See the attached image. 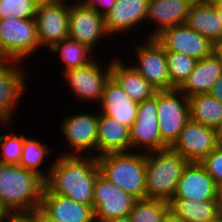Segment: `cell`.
Instances as JSON below:
<instances>
[{"label":"cell","instance_id":"cell-8","mask_svg":"<svg viewBox=\"0 0 222 222\" xmlns=\"http://www.w3.org/2000/svg\"><path fill=\"white\" fill-rule=\"evenodd\" d=\"M131 41L133 44L130 50L135 51V60L129 57V60L126 61H129L128 63L157 91L170 90V78L164 47L156 38H144V41L141 39L142 43Z\"/></svg>","mask_w":222,"mask_h":222},{"label":"cell","instance_id":"cell-46","mask_svg":"<svg viewBox=\"0 0 222 222\" xmlns=\"http://www.w3.org/2000/svg\"><path fill=\"white\" fill-rule=\"evenodd\" d=\"M217 9L218 15H219V19L222 23V7H215Z\"/></svg>","mask_w":222,"mask_h":222},{"label":"cell","instance_id":"cell-6","mask_svg":"<svg viewBox=\"0 0 222 222\" xmlns=\"http://www.w3.org/2000/svg\"><path fill=\"white\" fill-rule=\"evenodd\" d=\"M67 114L60 123L65 150L61 155L96 156L99 111ZM67 145V147L65 146ZM70 151V152H69ZM94 151V152H93Z\"/></svg>","mask_w":222,"mask_h":222},{"label":"cell","instance_id":"cell-30","mask_svg":"<svg viewBox=\"0 0 222 222\" xmlns=\"http://www.w3.org/2000/svg\"><path fill=\"white\" fill-rule=\"evenodd\" d=\"M170 89H178L195 68L197 60L183 53L166 51Z\"/></svg>","mask_w":222,"mask_h":222},{"label":"cell","instance_id":"cell-42","mask_svg":"<svg viewBox=\"0 0 222 222\" xmlns=\"http://www.w3.org/2000/svg\"><path fill=\"white\" fill-rule=\"evenodd\" d=\"M103 222H132V220L129 215H125V216H120L118 218L104 220Z\"/></svg>","mask_w":222,"mask_h":222},{"label":"cell","instance_id":"cell-44","mask_svg":"<svg viewBox=\"0 0 222 222\" xmlns=\"http://www.w3.org/2000/svg\"><path fill=\"white\" fill-rule=\"evenodd\" d=\"M12 124V122H0V126H2L0 128L4 130L7 129L9 131V129L12 128L10 127V125L12 126Z\"/></svg>","mask_w":222,"mask_h":222},{"label":"cell","instance_id":"cell-7","mask_svg":"<svg viewBox=\"0 0 222 222\" xmlns=\"http://www.w3.org/2000/svg\"><path fill=\"white\" fill-rule=\"evenodd\" d=\"M105 60L96 57L87 65L70 69L62 74L64 83L73 92V97L84 102L85 105L86 103H93V105L98 103L99 105L102 99L105 85L111 77V59L110 61L108 58Z\"/></svg>","mask_w":222,"mask_h":222},{"label":"cell","instance_id":"cell-49","mask_svg":"<svg viewBox=\"0 0 222 222\" xmlns=\"http://www.w3.org/2000/svg\"><path fill=\"white\" fill-rule=\"evenodd\" d=\"M92 222H103V221H98V220H95V219H94Z\"/></svg>","mask_w":222,"mask_h":222},{"label":"cell","instance_id":"cell-45","mask_svg":"<svg viewBox=\"0 0 222 222\" xmlns=\"http://www.w3.org/2000/svg\"><path fill=\"white\" fill-rule=\"evenodd\" d=\"M215 7H222V0H208Z\"/></svg>","mask_w":222,"mask_h":222},{"label":"cell","instance_id":"cell-1","mask_svg":"<svg viewBox=\"0 0 222 222\" xmlns=\"http://www.w3.org/2000/svg\"><path fill=\"white\" fill-rule=\"evenodd\" d=\"M51 163L45 188L92 207L94 184L100 173L97 157L58 154Z\"/></svg>","mask_w":222,"mask_h":222},{"label":"cell","instance_id":"cell-4","mask_svg":"<svg viewBox=\"0 0 222 222\" xmlns=\"http://www.w3.org/2000/svg\"><path fill=\"white\" fill-rule=\"evenodd\" d=\"M187 163L171 148L146 153V198L169 202Z\"/></svg>","mask_w":222,"mask_h":222},{"label":"cell","instance_id":"cell-22","mask_svg":"<svg viewBox=\"0 0 222 222\" xmlns=\"http://www.w3.org/2000/svg\"><path fill=\"white\" fill-rule=\"evenodd\" d=\"M123 59L120 55L112 57L111 76L120 84L132 101L139 104L152 98L157 90Z\"/></svg>","mask_w":222,"mask_h":222},{"label":"cell","instance_id":"cell-19","mask_svg":"<svg viewBox=\"0 0 222 222\" xmlns=\"http://www.w3.org/2000/svg\"><path fill=\"white\" fill-rule=\"evenodd\" d=\"M173 198L217 200V185L201 163L188 162L183 169Z\"/></svg>","mask_w":222,"mask_h":222},{"label":"cell","instance_id":"cell-21","mask_svg":"<svg viewBox=\"0 0 222 222\" xmlns=\"http://www.w3.org/2000/svg\"><path fill=\"white\" fill-rule=\"evenodd\" d=\"M97 109L102 114L116 119L127 127H131L137 117L138 103L132 101L120 84L111 76L105 85Z\"/></svg>","mask_w":222,"mask_h":222},{"label":"cell","instance_id":"cell-2","mask_svg":"<svg viewBox=\"0 0 222 222\" xmlns=\"http://www.w3.org/2000/svg\"><path fill=\"white\" fill-rule=\"evenodd\" d=\"M44 179L19 164L0 163V200L17 218L40 209Z\"/></svg>","mask_w":222,"mask_h":222},{"label":"cell","instance_id":"cell-28","mask_svg":"<svg viewBox=\"0 0 222 222\" xmlns=\"http://www.w3.org/2000/svg\"><path fill=\"white\" fill-rule=\"evenodd\" d=\"M190 120L215 129L222 121V102L209 93L188 98Z\"/></svg>","mask_w":222,"mask_h":222},{"label":"cell","instance_id":"cell-31","mask_svg":"<svg viewBox=\"0 0 222 222\" xmlns=\"http://www.w3.org/2000/svg\"><path fill=\"white\" fill-rule=\"evenodd\" d=\"M169 210V202L158 199L136 200L129 216L132 222H162Z\"/></svg>","mask_w":222,"mask_h":222},{"label":"cell","instance_id":"cell-34","mask_svg":"<svg viewBox=\"0 0 222 222\" xmlns=\"http://www.w3.org/2000/svg\"><path fill=\"white\" fill-rule=\"evenodd\" d=\"M216 185L222 183V146H217L201 162Z\"/></svg>","mask_w":222,"mask_h":222},{"label":"cell","instance_id":"cell-43","mask_svg":"<svg viewBox=\"0 0 222 222\" xmlns=\"http://www.w3.org/2000/svg\"><path fill=\"white\" fill-rule=\"evenodd\" d=\"M217 201H218V204L220 205V208L222 210V183L217 185Z\"/></svg>","mask_w":222,"mask_h":222},{"label":"cell","instance_id":"cell-23","mask_svg":"<svg viewBox=\"0 0 222 222\" xmlns=\"http://www.w3.org/2000/svg\"><path fill=\"white\" fill-rule=\"evenodd\" d=\"M222 75V64L214 53L197 60L192 73L178 88L187 98L209 93L214 83Z\"/></svg>","mask_w":222,"mask_h":222},{"label":"cell","instance_id":"cell-13","mask_svg":"<svg viewBox=\"0 0 222 222\" xmlns=\"http://www.w3.org/2000/svg\"><path fill=\"white\" fill-rule=\"evenodd\" d=\"M68 38L88 46L94 53H97L96 45L101 46L100 42L112 39L106 31L104 17L79 0L70 4Z\"/></svg>","mask_w":222,"mask_h":222},{"label":"cell","instance_id":"cell-5","mask_svg":"<svg viewBox=\"0 0 222 222\" xmlns=\"http://www.w3.org/2000/svg\"><path fill=\"white\" fill-rule=\"evenodd\" d=\"M35 18L0 19V59L25 63L30 56L39 53ZM25 59V60H24Z\"/></svg>","mask_w":222,"mask_h":222},{"label":"cell","instance_id":"cell-41","mask_svg":"<svg viewBox=\"0 0 222 222\" xmlns=\"http://www.w3.org/2000/svg\"><path fill=\"white\" fill-rule=\"evenodd\" d=\"M215 132H216V139H217L218 145L222 146V121L215 128Z\"/></svg>","mask_w":222,"mask_h":222},{"label":"cell","instance_id":"cell-3","mask_svg":"<svg viewBox=\"0 0 222 222\" xmlns=\"http://www.w3.org/2000/svg\"><path fill=\"white\" fill-rule=\"evenodd\" d=\"M100 174L134 198H146V153L111 152L97 157Z\"/></svg>","mask_w":222,"mask_h":222},{"label":"cell","instance_id":"cell-18","mask_svg":"<svg viewBox=\"0 0 222 222\" xmlns=\"http://www.w3.org/2000/svg\"><path fill=\"white\" fill-rule=\"evenodd\" d=\"M196 0H150L145 24H154V28L143 38H156L165 29L185 24L187 15Z\"/></svg>","mask_w":222,"mask_h":222},{"label":"cell","instance_id":"cell-39","mask_svg":"<svg viewBox=\"0 0 222 222\" xmlns=\"http://www.w3.org/2000/svg\"><path fill=\"white\" fill-rule=\"evenodd\" d=\"M162 222H187L183 218L176 216L172 211L168 210Z\"/></svg>","mask_w":222,"mask_h":222},{"label":"cell","instance_id":"cell-10","mask_svg":"<svg viewBox=\"0 0 222 222\" xmlns=\"http://www.w3.org/2000/svg\"><path fill=\"white\" fill-rule=\"evenodd\" d=\"M70 1V2H69ZM73 0H40L35 21L42 49L68 38L70 4Z\"/></svg>","mask_w":222,"mask_h":222},{"label":"cell","instance_id":"cell-20","mask_svg":"<svg viewBox=\"0 0 222 222\" xmlns=\"http://www.w3.org/2000/svg\"><path fill=\"white\" fill-rule=\"evenodd\" d=\"M40 210L56 222H92L93 207L84 205L63 195L50 193L45 187Z\"/></svg>","mask_w":222,"mask_h":222},{"label":"cell","instance_id":"cell-15","mask_svg":"<svg viewBox=\"0 0 222 222\" xmlns=\"http://www.w3.org/2000/svg\"><path fill=\"white\" fill-rule=\"evenodd\" d=\"M217 146L215 129L189 120L170 148L188 162L200 163Z\"/></svg>","mask_w":222,"mask_h":222},{"label":"cell","instance_id":"cell-36","mask_svg":"<svg viewBox=\"0 0 222 222\" xmlns=\"http://www.w3.org/2000/svg\"><path fill=\"white\" fill-rule=\"evenodd\" d=\"M27 222H56L45 215L40 209H35L23 217Z\"/></svg>","mask_w":222,"mask_h":222},{"label":"cell","instance_id":"cell-26","mask_svg":"<svg viewBox=\"0 0 222 222\" xmlns=\"http://www.w3.org/2000/svg\"><path fill=\"white\" fill-rule=\"evenodd\" d=\"M169 210L187 222H208L222 214L217 200L172 198L169 201Z\"/></svg>","mask_w":222,"mask_h":222},{"label":"cell","instance_id":"cell-24","mask_svg":"<svg viewBox=\"0 0 222 222\" xmlns=\"http://www.w3.org/2000/svg\"><path fill=\"white\" fill-rule=\"evenodd\" d=\"M130 151V127L99 112L97 157L111 152Z\"/></svg>","mask_w":222,"mask_h":222},{"label":"cell","instance_id":"cell-11","mask_svg":"<svg viewBox=\"0 0 222 222\" xmlns=\"http://www.w3.org/2000/svg\"><path fill=\"white\" fill-rule=\"evenodd\" d=\"M157 110L162 140L171 147L190 120L188 98L175 88L157 91Z\"/></svg>","mask_w":222,"mask_h":222},{"label":"cell","instance_id":"cell-40","mask_svg":"<svg viewBox=\"0 0 222 222\" xmlns=\"http://www.w3.org/2000/svg\"><path fill=\"white\" fill-rule=\"evenodd\" d=\"M213 53L222 64V40L214 43Z\"/></svg>","mask_w":222,"mask_h":222},{"label":"cell","instance_id":"cell-25","mask_svg":"<svg viewBox=\"0 0 222 222\" xmlns=\"http://www.w3.org/2000/svg\"><path fill=\"white\" fill-rule=\"evenodd\" d=\"M185 24L213 43L222 40V23L217 9L208 0H196Z\"/></svg>","mask_w":222,"mask_h":222},{"label":"cell","instance_id":"cell-27","mask_svg":"<svg viewBox=\"0 0 222 222\" xmlns=\"http://www.w3.org/2000/svg\"><path fill=\"white\" fill-rule=\"evenodd\" d=\"M48 51H50V54L51 52L55 55L59 54L57 57L63 62L62 74L70 69L85 66L93 61L96 56H99V54L95 55L94 51L88 46L70 38L55 43Z\"/></svg>","mask_w":222,"mask_h":222},{"label":"cell","instance_id":"cell-32","mask_svg":"<svg viewBox=\"0 0 222 222\" xmlns=\"http://www.w3.org/2000/svg\"><path fill=\"white\" fill-rule=\"evenodd\" d=\"M40 0H0V19H33Z\"/></svg>","mask_w":222,"mask_h":222},{"label":"cell","instance_id":"cell-29","mask_svg":"<svg viewBox=\"0 0 222 222\" xmlns=\"http://www.w3.org/2000/svg\"><path fill=\"white\" fill-rule=\"evenodd\" d=\"M47 143L41 142L38 138H29L26 135L24 139V143L22 146V156L19 162V165L27 170L33 171L39 176H41L44 180L47 178L49 171L51 170L52 164L47 165L46 169L42 166L45 163V160H52V155L54 154L52 149ZM48 168V169H47ZM46 172H45V170Z\"/></svg>","mask_w":222,"mask_h":222},{"label":"cell","instance_id":"cell-48","mask_svg":"<svg viewBox=\"0 0 222 222\" xmlns=\"http://www.w3.org/2000/svg\"><path fill=\"white\" fill-rule=\"evenodd\" d=\"M15 222H27L24 218H17Z\"/></svg>","mask_w":222,"mask_h":222},{"label":"cell","instance_id":"cell-12","mask_svg":"<svg viewBox=\"0 0 222 222\" xmlns=\"http://www.w3.org/2000/svg\"><path fill=\"white\" fill-rule=\"evenodd\" d=\"M157 91L138 104L136 120L130 127V151L149 153L170 148L161 137L158 125Z\"/></svg>","mask_w":222,"mask_h":222},{"label":"cell","instance_id":"cell-16","mask_svg":"<svg viewBox=\"0 0 222 222\" xmlns=\"http://www.w3.org/2000/svg\"><path fill=\"white\" fill-rule=\"evenodd\" d=\"M156 40L165 51L186 54L196 60L213 54L214 43L207 37L196 32L186 24L175 25L165 29Z\"/></svg>","mask_w":222,"mask_h":222},{"label":"cell","instance_id":"cell-17","mask_svg":"<svg viewBox=\"0 0 222 222\" xmlns=\"http://www.w3.org/2000/svg\"><path fill=\"white\" fill-rule=\"evenodd\" d=\"M149 1L116 0L111 11L104 17L107 33L115 38L117 35L120 37V34L125 35L134 30L137 31L138 28L144 25Z\"/></svg>","mask_w":222,"mask_h":222},{"label":"cell","instance_id":"cell-33","mask_svg":"<svg viewBox=\"0 0 222 222\" xmlns=\"http://www.w3.org/2000/svg\"><path fill=\"white\" fill-rule=\"evenodd\" d=\"M24 134H17L11 131L7 134H0V163L19 164L22 156V146L25 139Z\"/></svg>","mask_w":222,"mask_h":222},{"label":"cell","instance_id":"cell-35","mask_svg":"<svg viewBox=\"0 0 222 222\" xmlns=\"http://www.w3.org/2000/svg\"><path fill=\"white\" fill-rule=\"evenodd\" d=\"M86 7L95 10L105 17L115 5L116 0H79Z\"/></svg>","mask_w":222,"mask_h":222},{"label":"cell","instance_id":"cell-9","mask_svg":"<svg viewBox=\"0 0 222 222\" xmlns=\"http://www.w3.org/2000/svg\"><path fill=\"white\" fill-rule=\"evenodd\" d=\"M23 65V66H22ZM21 62L0 59V122H13L28 89V70ZM26 92V93H25Z\"/></svg>","mask_w":222,"mask_h":222},{"label":"cell","instance_id":"cell-14","mask_svg":"<svg viewBox=\"0 0 222 222\" xmlns=\"http://www.w3.org/2000/svg\"><path fill=\"white\" fill-rule=\"evenodd\" d=\"M136 200L100 173L97 175L92 203L95 220L104 221L129 215Z\"/></svg>","mask_w":222,"mask_h":222},{"label":"cell","instance_id":"cell-37","mask_svg":"<svg viewBox=\"0 0 222 222\" xmlns=\"http://www.w3.org/2000/svg\"><path fill=\"white\" fill-rule=\"evenodd\" d=\"M17 217L11 210L0 200V222H15Z\"/></svg>","mask_w":222,"mask_h":222},{"label":"cell","instance_id":"cell-38","mask_svg":"<svg viewBox=\"0 0 222 222\" xmlns=\"http://www.w3.org/2000/svg\"><path fill=\"white\" fill-rule=\"evenodd\" d=\"M209 94L222 102V75L214 83Z\"/></svg>","mask_w":222,"mask_h":222},{"label":"cell","instance_id":"cell-47","mask_svg":"<svg viewBox=\"0 0 222 222\" xmlns=\"http://www.w3.org/2000/svg\"><path fill=\"white\" fill-rule=\"evenodd\" d=\"M208 222H222V214L217 219Z\"/></svg>","mask_w":222,"mask_h":222}]
</instances>
